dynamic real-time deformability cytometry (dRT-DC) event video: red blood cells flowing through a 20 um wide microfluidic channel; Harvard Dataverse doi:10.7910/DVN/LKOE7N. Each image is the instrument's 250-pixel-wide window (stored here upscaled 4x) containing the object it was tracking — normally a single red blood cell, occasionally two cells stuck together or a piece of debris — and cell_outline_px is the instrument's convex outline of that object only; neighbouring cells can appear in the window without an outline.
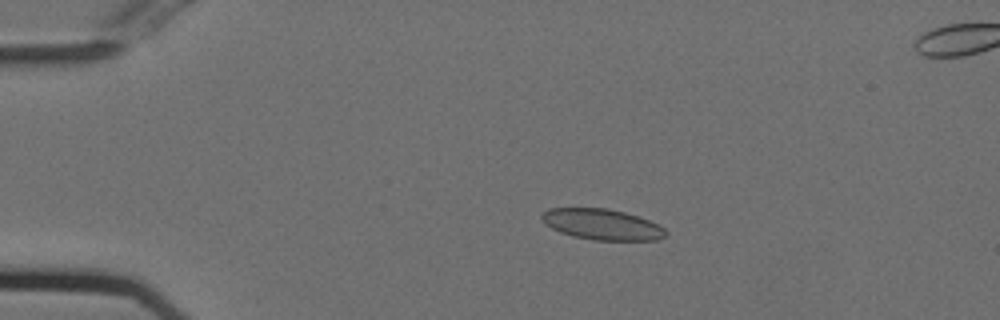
{"species": "Egyptian fruit bat (a non-hibernating species)", "species_latin": "Rousettus aegyptiacus", "temperature_condition": "cold", "stored_images_in_passage": 51, "camera_frame_rate_fps": 3000, "um_per_image_px": 0.085, "animal": {"sex": "female"}, "frame": {"image": 1, "passage_image": 11, "time_ms": 3.333, "image_size_px": [1000, 320], "cell_outline_px": [[668, 232], [664, 236], [656, 240], [592, 240], [572, 236], [560, 232], [544, 224], [540, 220], [540, 216], [548, 208], [608, 208], [624, 212], [648, 220], [664, 228]], "centroid_in_image_um": [51.12, 19.07], "position_along_channel_um": 33.9, "area_um2": 22.25}}
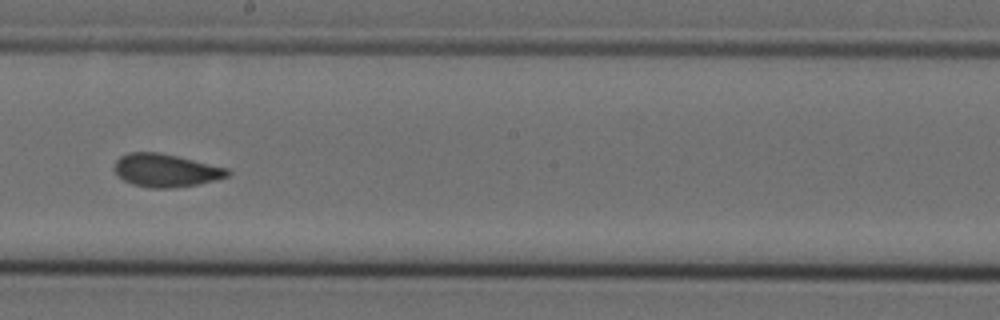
{"frame": {"image": 2, "passage_image": 31, "time_ms": 10.0, "image_size_px": [1000, 320], "cell_outline_px": [[232, 172], [228, 176], [216, 180], [200, 184], [172, 188], [148, 188], [132, 184], [124, 180], [112, 168], [116, 160], [120, 156], [128, 152], [160, 152], [228, 168]], "centroid_in_image_um": [14.09, 14.48], "position_along_channel_um": 234.1, "area_um2": 21.96}}
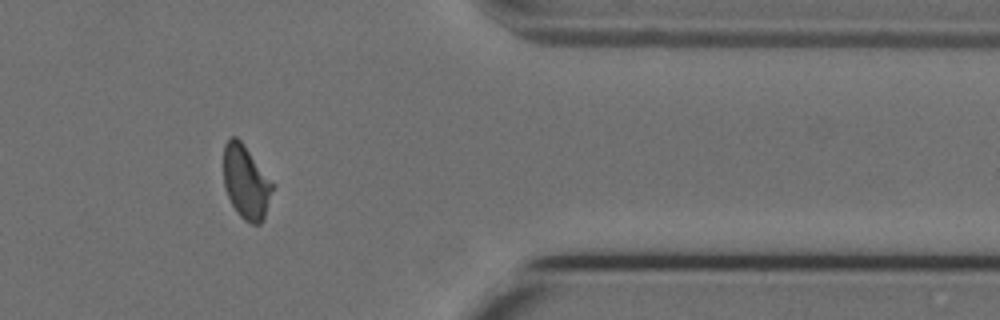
{"frame": {"image": 3, "passage_image": 45, "time_ms": 14.667, "image_size_px": [1000, 320], "cell_outline_px": [[276, 184], [264, 220], [260, 224], [252, 224], [244, 220], [236, 212], [224, 188], [224, 144], [228, 136], [236, 136], [240, 140]], "centroid_in_image_um": [20.94, 15.49], "position_along_channel_um": 390.5, "area_um2": 21.5}, "authors_computed_cell_mechanics": {"area_um2": 21.964, "velocity_mm_per_s": 3.7339, "shape_relaxation_time_tau1_ms": null, "shape_relaxation_time_tau2_ms": 1.9349, "deformation_change_tau1": null, "deformation_change_tau2": 0.0656}}